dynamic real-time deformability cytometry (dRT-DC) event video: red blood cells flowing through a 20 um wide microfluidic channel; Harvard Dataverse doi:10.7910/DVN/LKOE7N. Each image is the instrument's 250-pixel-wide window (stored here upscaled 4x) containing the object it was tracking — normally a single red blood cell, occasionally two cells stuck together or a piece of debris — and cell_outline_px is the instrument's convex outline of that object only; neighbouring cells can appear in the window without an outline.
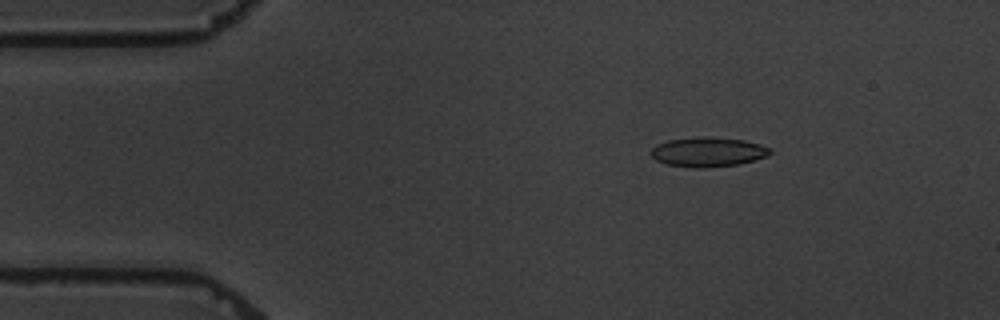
{"species": "common noctule bat (a hibernating species)", "species_latin": "Nyctalus noctula", "temperature_condition": "warm", "stored_images_in_passage": 4, "camera_frame_rate_fps": 3000, "um_per_image_px": 0.085, "animal": {"sex": "male", "body_mass_g": 19.5, "forearm_length_mm": 54.6}, "frame": {"image": 1, "passage_image": 2, "time_ms": 1.333, "image_size_px": [1000, 320], "cell_outline_px": [[772, 152], [768, 156], [736, 164], [704, 168], [692, 168], [668, 164], [656, 160], [652, 156], [652, 148], [656, 144], [668, 140], [704, 136], [712, 136], [744, 140], [760, 144], [772, 148]], "centroid_in_image_um": [60.19, 12.9], "position_along_channel_um": 24.8, "area_um2": 20.52}}